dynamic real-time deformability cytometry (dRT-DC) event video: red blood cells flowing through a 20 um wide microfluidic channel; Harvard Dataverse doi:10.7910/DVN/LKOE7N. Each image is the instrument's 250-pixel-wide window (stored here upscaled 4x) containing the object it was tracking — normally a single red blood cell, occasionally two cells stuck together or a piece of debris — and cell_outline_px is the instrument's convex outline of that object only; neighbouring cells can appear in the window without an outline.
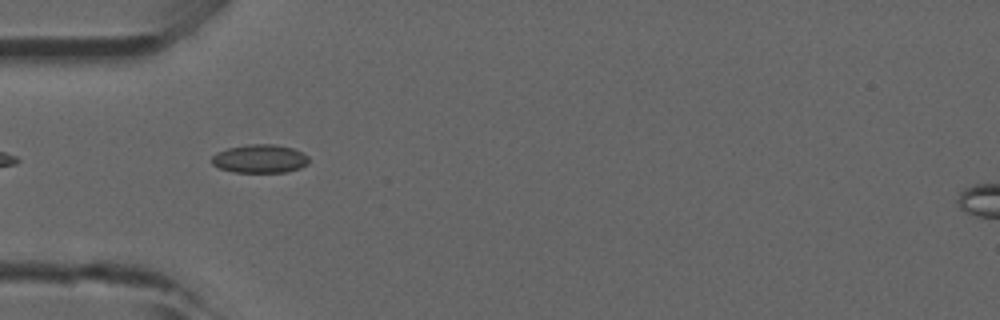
{"species": "common noctule bat (a hibernating species)", "species_latin": "Nyctalus noctula", "temperature_condition": "room temperature", "stored_images_in_passage": 3, "camera_frame_rate_fps": 3000, "um_per_image_px": 0.085, "animal": {"sex": "male", "forearm_length_mm": 52.5}, "frame": {"image": 1, "passage_image": 2, "time_ms": 0.333, "image_size_px": [1000, 320], "cell_outline_px": [[308, 164], [300, 168], [288, 172], [236, 172], [220, 168], [212, 164], [212, 156], [216, 152], [228, 148], [248, 144], [272, 144], [292, 148], [308, 156]], "centroid_in_image_um": [22.08, 13.49], "position_along_channel_um": 62.9, "area_um2": 16.01}}
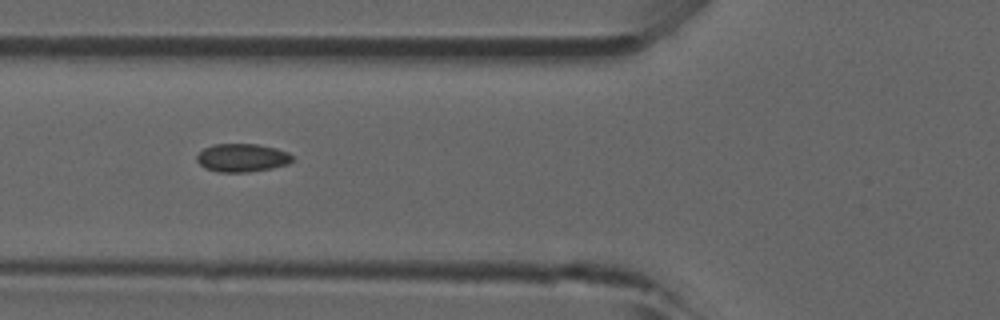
{"frame": {"image": 2, "passage_image": 3, "time_ms": 0.667, "image_size_px": [1000, 320], "cell_outline_px": [[292, 160], [288, 164], [272, 168], [248, 172], [220, 172], [204, 168], [196, 160], [196, 156], [204, 148], [216, 144], [256, 144], [276, 148], [288, 152], [292, 156]], "centroid_in_image_um": [20.57, 13.41], "position_along_channel_um": 105.2, "area_um2": 15.66}}